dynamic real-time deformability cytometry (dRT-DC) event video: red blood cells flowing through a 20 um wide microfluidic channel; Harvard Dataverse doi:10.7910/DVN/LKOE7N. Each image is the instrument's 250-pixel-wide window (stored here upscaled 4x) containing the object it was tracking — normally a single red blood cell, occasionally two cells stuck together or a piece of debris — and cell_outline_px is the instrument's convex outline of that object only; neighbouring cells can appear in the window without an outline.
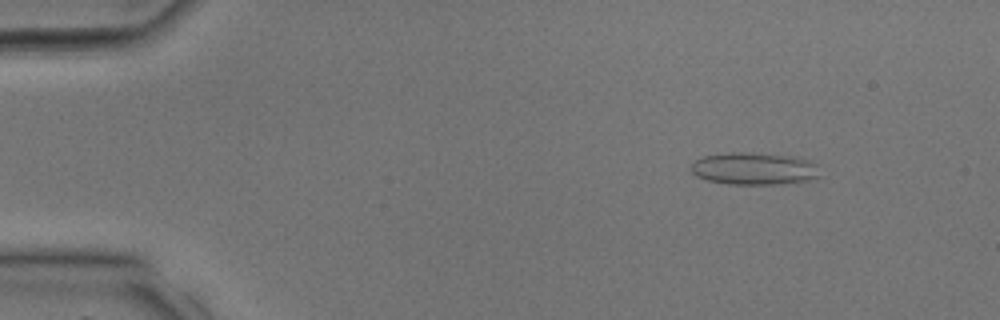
{"species": "common noctule bat (a hibernating species)", "species_latin": "Nyctalus noctula", "temperature_condition": "room temperature", "stored_images_in_passage": 34, "camera_frame_rate_fps": 3000, "um_per_image_px": 0.085, "animal": {"sex": "male", "body_mass_g": 17.9, "forearm_length_mm": 54.2}, "frame": {"image": 1, "passage_image": 5, "time_ms": 1.333, "image_size_px": [1000, 320], "cell_outline_px": [[820, 176], [804, 180], [780, 184], [728, 184], [708, 180], [696, 176], [692, 172], [692, 164], [696, 160], [704, 156], [728, 152], [752, 152], [800, 156], [808, 160], [812, 164]], "centroid_in_image_um": [64.06, 14.31], "position_along_channel_um": 20.9, "area_um2": 24.1}}
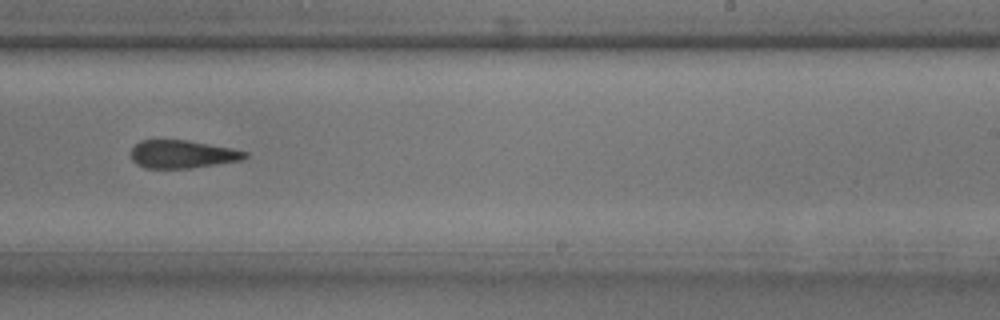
{"frame": {"image": 2, "passage_image": 22, "time_ms": 7.0, "image_size_px": [1000, 320], "cell_outline_px": [[248, 156], [240, 160], [216, 164], [188, 168], [144, 168], [136, 164], [132, 160], [132, 148], [140, 140], [188, 140], [232, 148], [248, 152]], "centroid_in_image_um": [15.49, 13.1], "position_along_channel_um": 273.5, "area_um2": 18.5}}
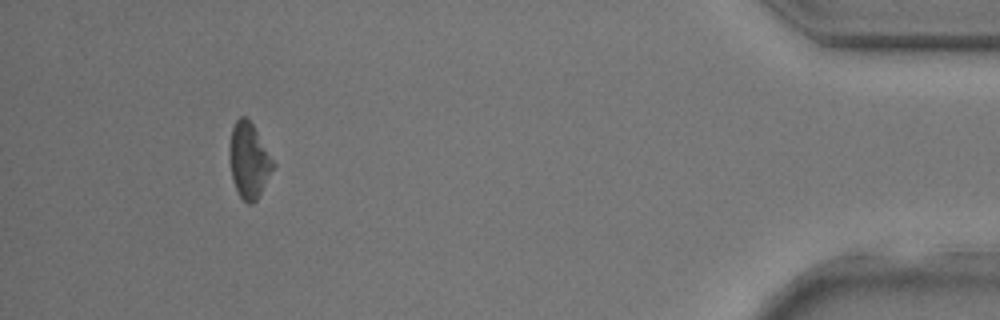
{"frame": {"image": 3, "passage_image": 32, "time_ms": 10.333, "image_size_px": [1000, 320], "cell_outline_px": [[276, 164], [256, 200], [252, 204], [248, 204], [240, 196], [232, 180], [228, 156], [228, 148], [232, 128], [236, 120], [240, 116], [244, 116], [252, 124]], "centroid_in_image_um": [21.13, 13.63], "position_along_channel_um": 414.1, "area_um2": 19.07}}